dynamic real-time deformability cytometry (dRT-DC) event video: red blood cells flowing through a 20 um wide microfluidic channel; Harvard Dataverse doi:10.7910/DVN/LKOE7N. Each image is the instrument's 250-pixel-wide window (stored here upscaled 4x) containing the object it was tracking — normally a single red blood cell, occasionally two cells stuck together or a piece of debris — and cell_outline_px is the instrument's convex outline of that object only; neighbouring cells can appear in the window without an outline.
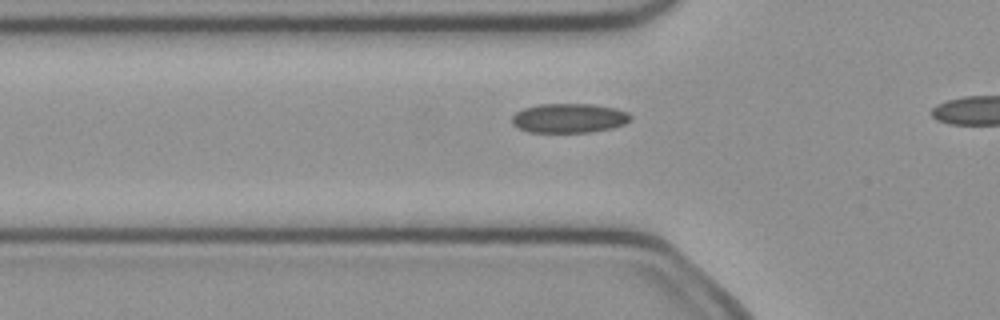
{"species": "common noctule bat (a hibernating species)", "species_latin": "Nyctalus noctula", "temperature_condition": "cold", "stored_images_in_passage": 36, "camera_frame_rate_fps": 3000, "um_per_image_px": 0.085, "animal": {"sex": "female", "body_mass_g": 21.9}, "frame": {"image": 1, "passage_image": 12, "time_ms": 3.667, "image_size_px": [1000, 320], "cell_outline_px": [[632, 120], [624, 124], [612, 128], [592, 132], [528, 132], [512, 124], [512, 116], [516, 112], [524, 108], [540, 104], [592, 104], [616, 108], [628, 112], [632, 116]], "centroid_in_image_um": [48.4, 10.04], "position_along_channel_um": 77.4, "area_um2": 20.4}}
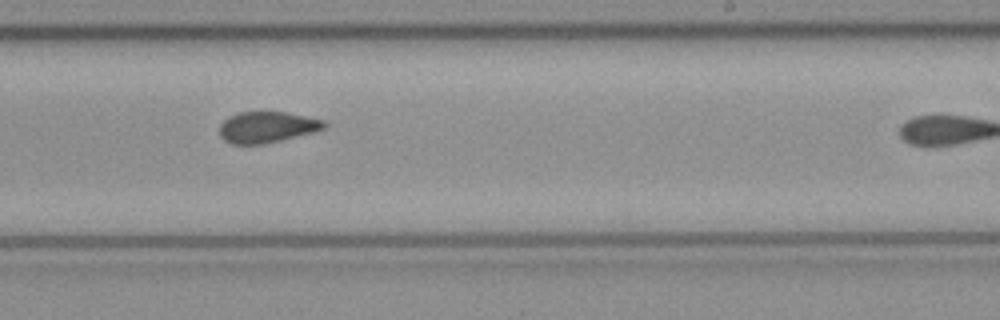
{"frame": {"image": 2, "passage_image": 26, "time_ms": 8.333, "image_size_px": [1000, 320], "cell_outline_px": [[328, 124], [324, 128], [312, 132], [264, 144], [228, 144], [220, 136], [220, 124], [228, 116], [240, 112], [288, 112], [324, 120]], "centroid_in_image_um": [22.67, 10.8], "position_along_channel_um": 266.3, "area_um2": 18.96}}
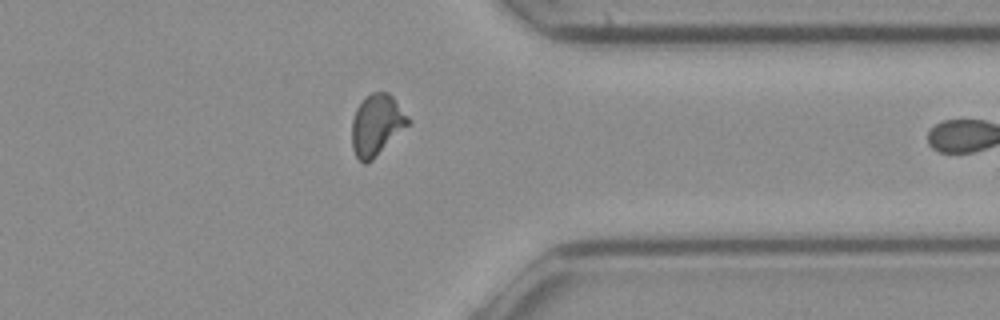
{"frame": {"image": 3, "passage_image": 35, "time_ms": 11.333, "image_size_px": [1000, 320], "cell_outline_px": [[412, 120], [368, 164], [364, 164], [356, 156], [352, 148], [352, 120], [356, 108], [372, 92], [388, 92], [392, 96]], "centroid_in_image_um": [32.01, 10.62], "position_along_channel_um": 379.4, "area_um2": 19.71}}